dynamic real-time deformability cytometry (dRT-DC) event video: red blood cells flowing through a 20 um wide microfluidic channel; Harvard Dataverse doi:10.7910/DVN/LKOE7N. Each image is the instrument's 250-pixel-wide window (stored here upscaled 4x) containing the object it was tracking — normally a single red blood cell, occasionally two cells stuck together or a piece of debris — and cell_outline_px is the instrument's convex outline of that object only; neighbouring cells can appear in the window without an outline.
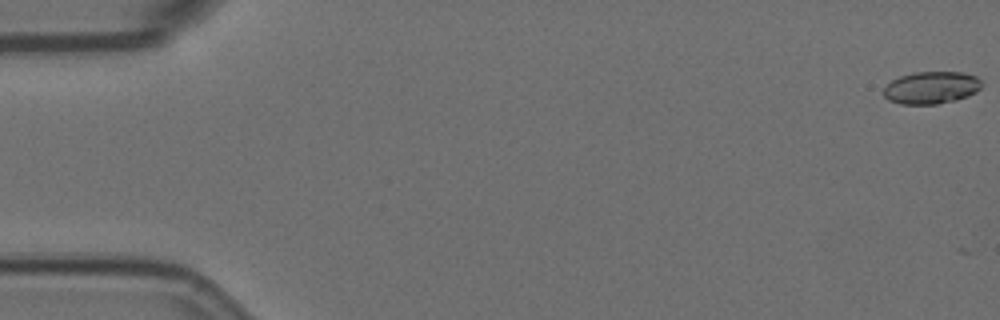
{"species": "Egyptian fruit bat (a non-hibernating species)", "species_latin": "Rousettus aegyptiacus", "temperature_condition": "room temperature", "stored_images_in_passage": 3, "camera_frame_rate_fps": 3000, "um_per_image_px": 0.085, "animal": {"sex": "female"}, "frame": {"image": 1, "passage_image": 1, "time_ms": 0.0, "image_size_px": [1000, 320], "cell_outline_px": [[984, 84], [976, 92], [968, 96], [956, 100], [936, 104], [900, 104], [888, 100], [884, 96], [884, 88], [892, 80], [900, 76], [916, 72], [964, 72], [976, 76]], "centroid_in_image_um": [79.19, 7.45], "position_along_channel_um": 5.8, "area_um2": 18.55}}